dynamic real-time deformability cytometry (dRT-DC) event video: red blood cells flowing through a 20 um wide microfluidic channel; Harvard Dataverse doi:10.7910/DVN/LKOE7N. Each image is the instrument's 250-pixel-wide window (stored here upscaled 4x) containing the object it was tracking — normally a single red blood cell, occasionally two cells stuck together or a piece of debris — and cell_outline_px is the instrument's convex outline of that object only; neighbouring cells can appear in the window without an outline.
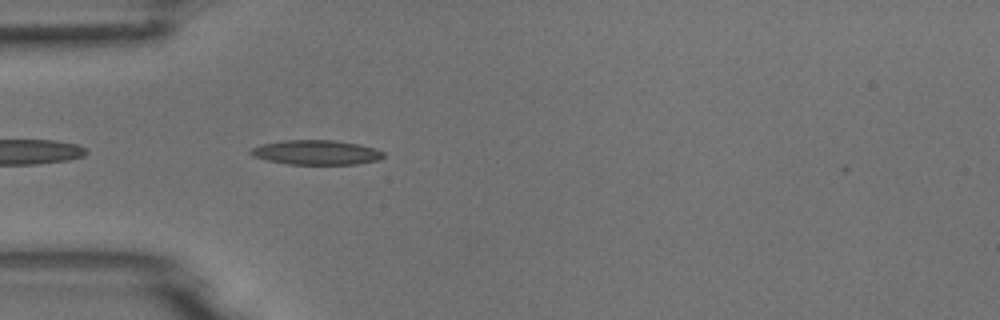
{"species": "common noctule bat (a hibernating species)", "species_latin": "Nyctalus noctula", "temperature_condition": "room temperature", "stored_images_in_passage": 9, "camera_frame_rate_fps": 3000, "um_per_image_px": 0.085, "animal": {"sex": "male", "body_mass_g": 18.8}, "frame": {"image": 1, "passage_image": 2, "time_ms": 0.333, "image_size_px": [1000, 320], "cell_outline_px": [[384, 156], [380, 160], [356, 164], [288, 164], [268, 160], [252, 156], [248, 152], [252, 148], [260, 144], [284, 140], [332, 140], [356, 144], [372, 148], [384, 152]], "centroid_in_image_um": [26.85, 12.96], "position_along_channel_um": 58.2, "area_um2": 18.9}}